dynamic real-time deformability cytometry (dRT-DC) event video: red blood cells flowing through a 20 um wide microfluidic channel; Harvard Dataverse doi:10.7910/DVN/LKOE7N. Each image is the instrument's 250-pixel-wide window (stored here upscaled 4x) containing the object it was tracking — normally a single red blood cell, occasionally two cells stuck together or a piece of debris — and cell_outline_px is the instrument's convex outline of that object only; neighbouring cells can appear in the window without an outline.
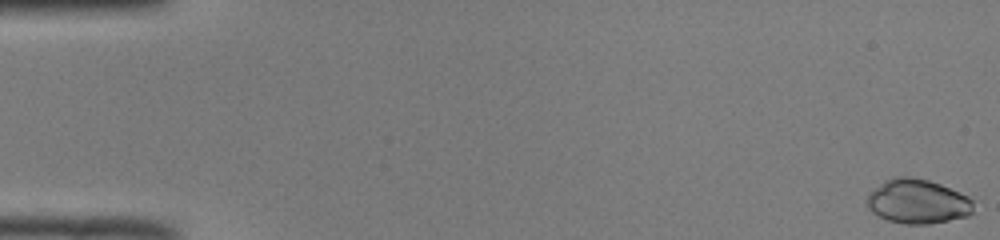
{"species": "common noctule bat (a hibernating species)", "species_latin": "Nyctalus noctula", "temperature_condition": "room temperature", "stored_images_in_passage": 51, "camera_frame_rate_fps": 3000, "um_per_image_px": 0.085, "animal": {"sex": "male", "body_mass_g": 19.0, "forearm_length_mm": 50.8}, "frame": {"image": 1, "passage_image": 1, "time_ms": 0.0, "image_size_px": [1000, 240], "cell_outline_px": [[972, 212], [968, 216], [928, 224], [904, 224], [888, 220], [872, 212], [868, 208], [864, 200], [868, 192], [872, 188], [884, 180], [892, 176], [912, 176], [928, 180], [940, 184], [968, 196], [972, 200]], "centroid_in_image_um": [77.92, 17.1], "position_along_channel_um": 7.1, "area_um2": 27.86}}
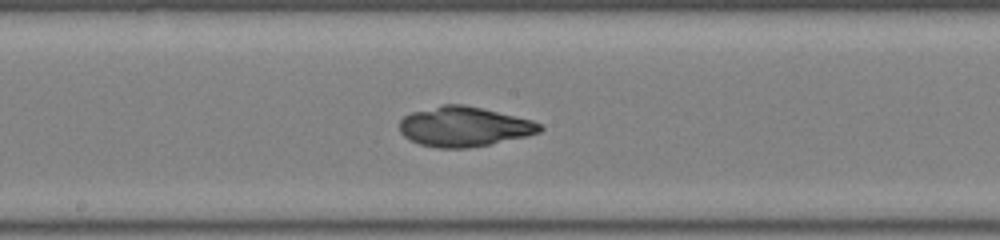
{"frame": {"image": 2, "passage_image": 28, "time_ms": 9.0, "image_size_px": [1000, 240], "cell_outline_px": [[544, 128], [540, 132], [528, 136], [468, 148], [436, 148], [420, 144], [408, 140], [400, 132], [400, 120], [404, 116], [412, 112], [444, 104], [464, 104], [532, 120], [540, 124]], "centroid_in_image_um": [39.43, 10.77], "position_along_channel_um": 208.8, "area_um2": 32.48}}
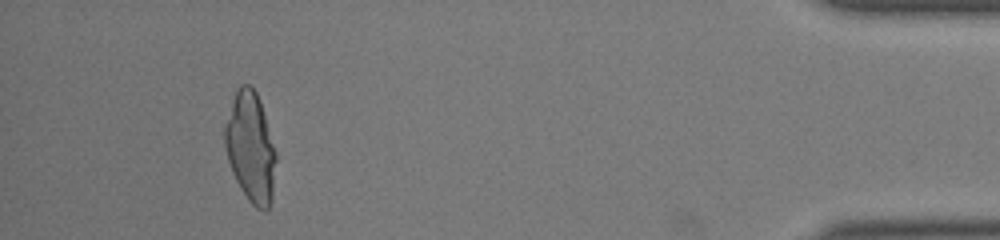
{"frame": {"image": 3, "passage_image": 48, "time_ms": 15.667, "image_size_px": [1000, 240], "cell_outline_px": [[276, 160], [272, 200], [268, 208], [264, 212], [256, 208], [248, 200], [240, 188], [232, 172], [228, 160], [224, 144], [224, 128], [232, 100], [236, 88], [240, 84], [252, 84], [260, 100], [276, 152]], "centroid_in_image_um": [21.3, 12.51], "position_along_channel_um": 413.9, "area_um2": 32.95}}